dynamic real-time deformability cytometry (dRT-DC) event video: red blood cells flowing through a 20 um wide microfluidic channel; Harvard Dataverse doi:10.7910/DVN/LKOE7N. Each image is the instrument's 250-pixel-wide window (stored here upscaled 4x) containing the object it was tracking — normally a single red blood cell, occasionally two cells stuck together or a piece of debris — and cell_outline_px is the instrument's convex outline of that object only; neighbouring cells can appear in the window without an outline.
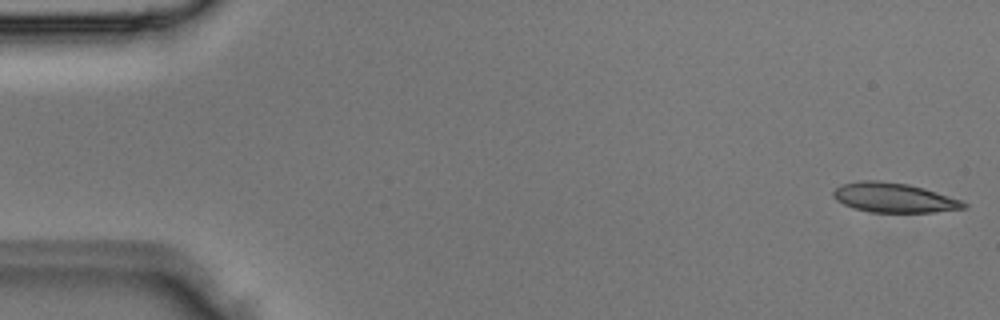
{"species": "Egyptian fruit bat (a non-hibernating species)", "species_latin": "Rousettus aegyptiacus", "temperature_condition": "room temperature", "stored_images_in_passage": 3, "camera_frame_rate_fps": 3000, "um_per_image_px": 0.085, "animal": {"sex": "male"}, "frame": {"image": 1, "passage_image": 1, "time_ms": 0.0, "image_size_px": [1000, 320], "cell_outline_px": [[968, 208], [932, 212], [872, 212], [856, 208], [844, 204], [836, 200], [832, 196], [832, 192], [836, 188], [844, 184], [860, 180], [880, 180], [908, 184], [924, 188], [964, 200], [968, 204]], "centroid_in_image_um": [76.04, 16.8], "position_along_channel_um": 9.0, "area_um2": 22.54}}